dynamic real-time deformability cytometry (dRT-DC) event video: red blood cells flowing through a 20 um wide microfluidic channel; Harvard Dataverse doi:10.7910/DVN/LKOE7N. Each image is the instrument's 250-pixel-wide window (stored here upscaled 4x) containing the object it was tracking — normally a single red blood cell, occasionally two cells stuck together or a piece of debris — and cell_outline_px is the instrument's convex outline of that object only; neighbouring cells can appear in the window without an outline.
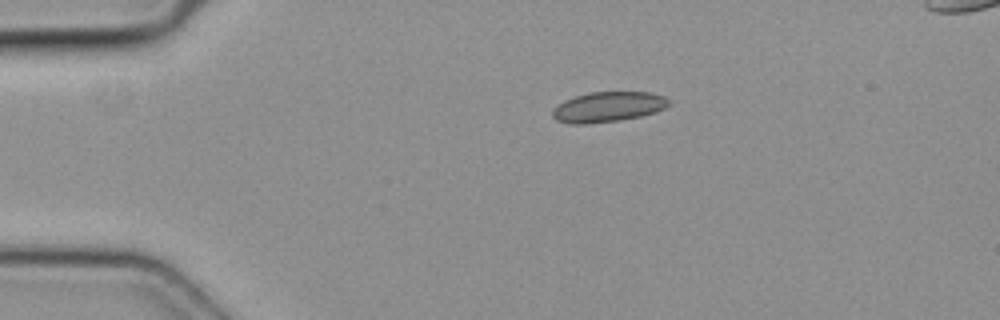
{"species": "common noctule bat (a hibernating species)", "species_latin": "Nyctalus noctula", "temperature_condition": "cold", "stored_images_in_passage": 3, "camera_frame_rate_fps": 3000, "um_per_image_px": 0.085, "animal": {"sex": "female", "body_mass_g": 19.3, "forearm_length_mm": 54.1}, "frame": {"image": 1, "passage_image": 1, "time_ms": 0.0, "image_size_px": [1000, 320], "cell_outline_px": [[672, 104], [656, 112], [640, 116], [616, 120], [584, 124], [568, 124], [556, 120], [552, 116], [552, 108], [564, 100], [588, 92], [648, 92], [664, 96], [672, 100]], "centroid_in_image_um": [51.68, 9.08], "position_along_channel_um": 33.3, "area_um2": 20.58}}